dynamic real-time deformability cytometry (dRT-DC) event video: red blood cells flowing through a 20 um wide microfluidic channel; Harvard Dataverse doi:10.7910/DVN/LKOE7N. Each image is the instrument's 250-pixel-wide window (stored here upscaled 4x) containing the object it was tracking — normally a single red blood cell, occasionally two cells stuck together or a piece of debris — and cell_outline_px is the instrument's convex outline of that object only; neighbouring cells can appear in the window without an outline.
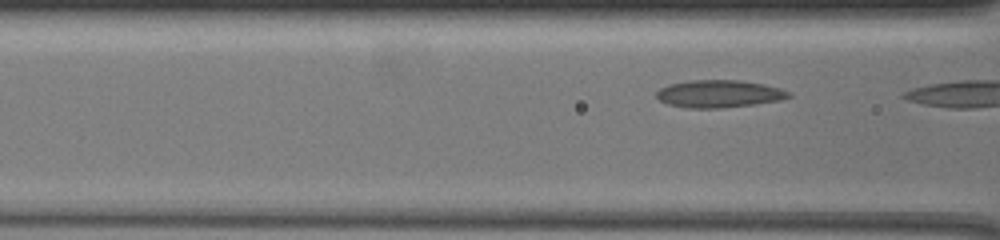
{"species": "common noctule bat (a hibernating species)", "species_latin": "Nyctalus noctula", "temperature_condition": "warm", "stored_images_in_passage": 11, "camera_frame_rate_fps": 3000, "um_per_image_px": 0.085, "animal": {"sex": "female", "body_mass_g": 19.5, "forearm_length_mm": 54.1}, "frame": {"image": 1, "passage_image": 10, "time_ms": 3.0, "image_size_px": [1000, 240], "cell_outline_px": [[792, 96], [780, 100], [756, 104], [720, 108], [688, 108], [668, 104], [660, 100], [656, 96], [656, 92], [660, 88], [668, 84], [692, 80], [740, 80], [764, 84], [780, 88], [792, 92]], "centroid_in_image_um": [61.14, 7.97], "position_along_channel_um": 105.5, "area_um2": 21.27}}